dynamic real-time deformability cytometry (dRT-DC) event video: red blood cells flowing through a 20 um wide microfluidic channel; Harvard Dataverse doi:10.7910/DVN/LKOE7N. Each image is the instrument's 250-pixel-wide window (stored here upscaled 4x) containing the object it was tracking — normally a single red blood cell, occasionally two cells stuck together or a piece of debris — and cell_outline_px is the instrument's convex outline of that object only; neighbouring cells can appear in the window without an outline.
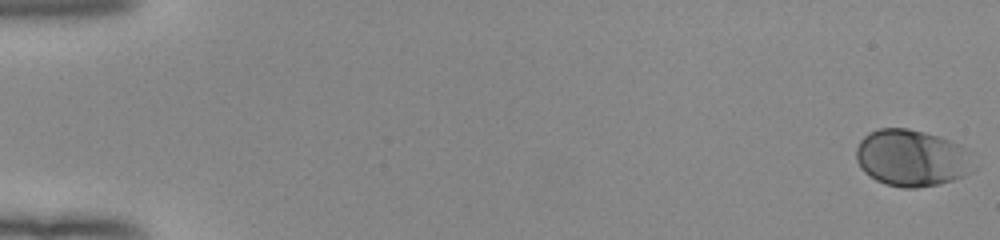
{"species": "human", "species_latin": "Homo sapiens", "temperature_condition": "room temperature", "stored_images_in_passage": 12, "camera_frame_rate_fps": 3000, "um_per_image_px": 0.085, "donor": {"sex": "female"}, "frame": {"image": 1, "passage_image": 1, "time_ms": 0.0, "image_size_px": [1000, 240], "cell_outline_px": [[976, 168], [972, 172], [964, 176], [940, 184], [916, 188], [904, 188], [884, 184], [868, 176], [860, 168], [856, 160], [856, 148], [860, 140], [868, 132], [880, 128], [908, 128], [940, 136], [960, 144], [968, 148], [972, 152]], "centroid_in_image_um": [77.54, 13.43], "position_along_channel_um": 7.5, "area_um2": 39.77}}